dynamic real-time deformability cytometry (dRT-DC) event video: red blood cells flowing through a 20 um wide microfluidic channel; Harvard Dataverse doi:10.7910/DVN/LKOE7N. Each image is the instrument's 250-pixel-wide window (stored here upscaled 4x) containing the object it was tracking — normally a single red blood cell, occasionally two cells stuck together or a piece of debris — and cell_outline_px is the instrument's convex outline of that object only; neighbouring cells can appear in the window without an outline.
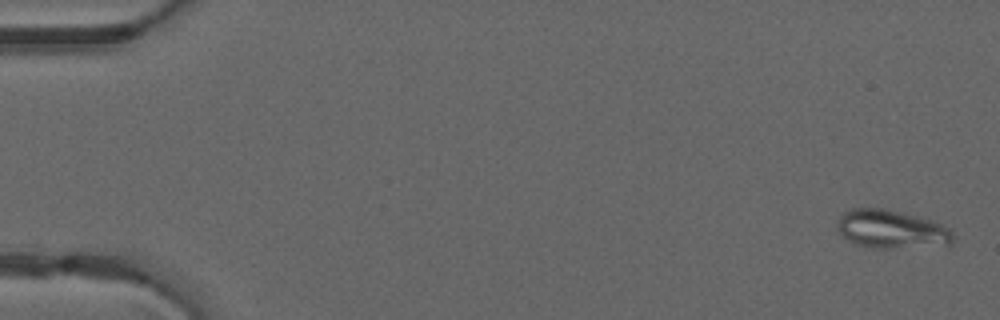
{"species": "common noctule bat (a hibernating species)", "species_latin": "Nyctalus noctula", "temperature_condition": "warm", "stored_images_in_passage": 50, "camera_frame_rate_fps": 3000, "um_per_image_px": 0.085, "animal": {"sex": "male", "forearm_length_mm": 52.5}, "frame": {"image": 1, "passage_image": 2, "time_ms": 0.333, "image_size_px": [1000, 320], "cell_outline_px": [[956, 236], [948, 244], [896, 248], [872, 248], [856, 244], [848, 240], [836, 228], [836, 224], [840, 216], [844, 212], [852, 208], [884, 208], [920, 216], [932, 220], [948, 228]], "centroid_in_image_um": [75.75, 19.47], "position_along_channel_um": 9.3, "area_um2": 25.89}}
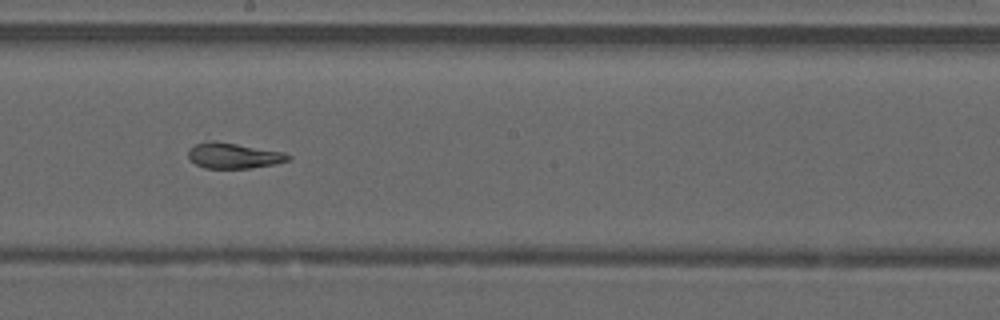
{"frame": {"image": 2, "passage_image": 29, "time_ms": 9.333, "image_size_px": [1000, 320], "cell_outline_px": [[292, 156], [288, 160], [272, 164], [248, 168], [204, 168], [188, 160], [188, 148], [196, 144], [208, 140], [216, 140], [284, 152]], "centroid_in_image_um": [19.79, 13.21], "position_along_channel_um": 228.4, "area_um2": 14.97}}
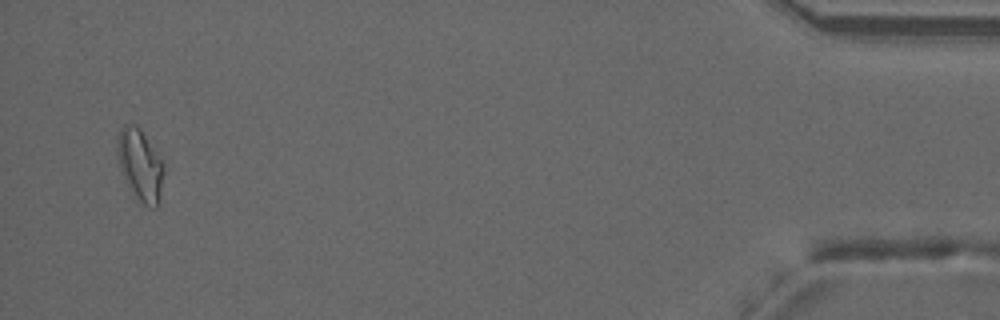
{"frame": {"image": 3, "passage_image": 49, "time_ms": 16.0, "image_size_px": [1000, 320], "cell_outline_px": [[164, 172], [156, 208], [148, 208], [132, 196], [128, 188], [120, 168], [116, 152], [116, 140], [120, 128], [124, 124], [136, 124], [140, 128], [164, 164]], "centroid_in_image_um": [11.87, 14.02], "position_along_channel_um": 423.3, "area_um2": 19.59}, "authors_computed_cell_mechanics": {"area_um2": 17.1666, "velocity_mm_per_s": 4.1294, "shape_relaxation_time_tau1_ms": null, "shape_relaxation_time_tau2_ms": 1.3388, "deformation_change_tau1": null, "deformation_change_tau2": 0.0888}}